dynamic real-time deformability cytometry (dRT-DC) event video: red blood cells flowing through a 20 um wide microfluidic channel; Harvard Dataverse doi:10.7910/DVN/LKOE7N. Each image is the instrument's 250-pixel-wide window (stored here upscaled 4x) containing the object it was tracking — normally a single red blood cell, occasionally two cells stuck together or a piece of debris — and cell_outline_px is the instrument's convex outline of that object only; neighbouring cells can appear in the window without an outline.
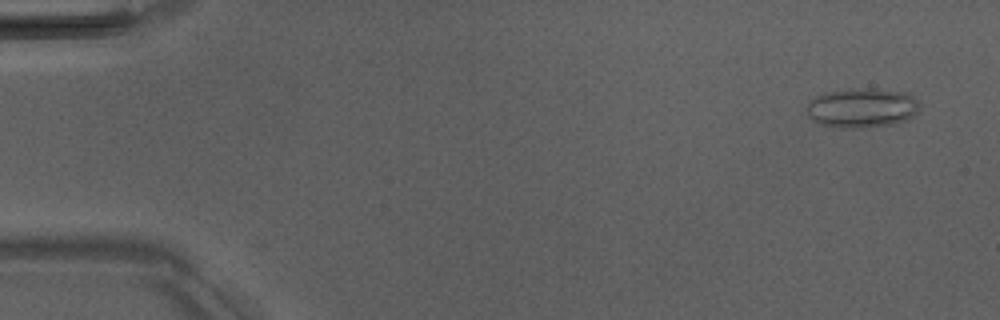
{"species": "Egyptian fruit bat (a non-hibernating species)", "species_latin": "Rousettus aegyptiacus", "temperature_condition": "room temperature", "stored_images_in_passage": 5, "camera_frame_rate_fps": 3000, "um_per_image_px": 0.085, "animal": {"sex": "male"}, "frame": {"image": 1, "passage_image": 1, "time_ms": 0.0, "image_size_px": [1000, 320], "cell_outline_px": [[920, 112], [904, 120], [892, 124], [864, 128], [840, 128], [820, 124], [812, 120], [804, 112], [804, 108], [808, 100], [816, 96], [828, 92], [852, 88], [872, 88], [908, 92], [920, 104]], "centroid_in_image_um": [73.23, 9.16], "position_along_channel_um": 11.8, "area_um2": 26.59}}